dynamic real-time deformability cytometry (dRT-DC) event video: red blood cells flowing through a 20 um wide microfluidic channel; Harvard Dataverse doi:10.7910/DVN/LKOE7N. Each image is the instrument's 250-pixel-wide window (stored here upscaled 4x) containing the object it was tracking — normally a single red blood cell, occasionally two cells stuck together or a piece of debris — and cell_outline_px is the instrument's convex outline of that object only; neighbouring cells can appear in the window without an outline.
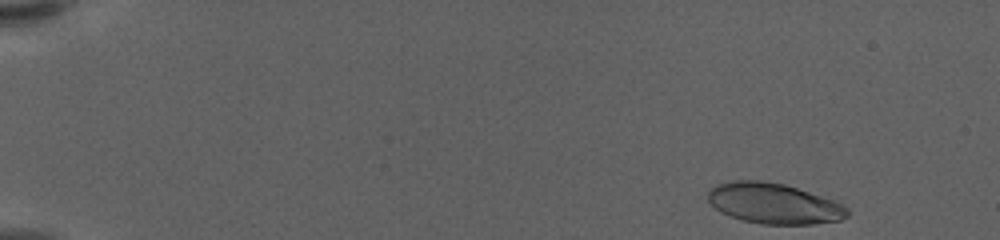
{"species": "human", "species_latin": "Homo sapiens", "temperature_condition": "warm", "stored_images_in_passage": 55, "camera_frame_rate_fps": 3000, "um_per_image_px": 0.085, "donor": {"sex": "female"}, "frame": {"image": 1, "passage_image": 1, "time_ms": 0.0, "image_size_px": [1000, 240], "cell_outline_px": [[848, 216], [840, 220], [812, 224], [760, 224], [744, 220], [720, 212], [708, 200], [708, 192], [716, 184], [732, 180], [760, 180], [784, 184], [832, 200], [848, 208]], "centroid_in_image_um": [65.75, 17.29], "position_along_channel_um": 19.3, "area_um2": 32.6}}
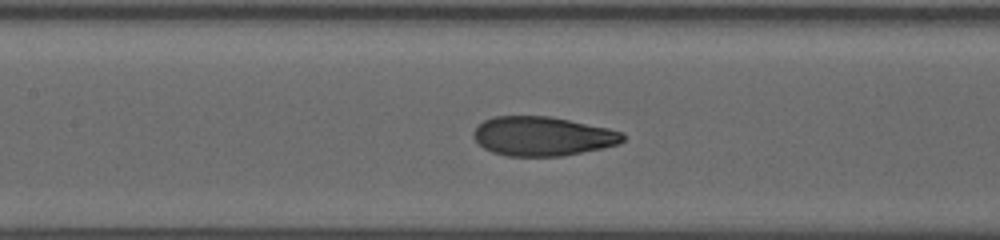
{"frame": {"image": 2, "passage_image": 25, "time_ms": 8.0, "image_size_px": [1000, 240], "cell_outline_px": [[624, 140], [620, 144], [564, 156], [504, 156], [492, 152], [484, 148], [472, 136], [472, 132], [484, 120], [492, 116], [548, 116], [608, 128], [624, 132]], "centroid_in_image_um": [46.11, 11.58], "position_along_channel_um": 161.3, "area_um2": 34.16}}
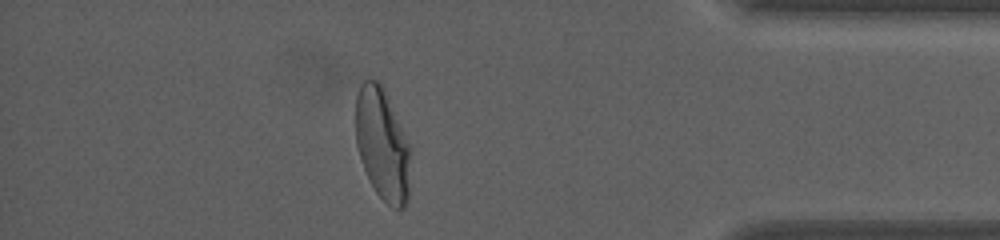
{"frame": {"image": 3, "passage_image": 48, "time_ms": 15.667, "image_size_px": [1000, 240], "cell_outline_px": [[412, 152], [408, 200], [404, 208], [392, 208], [376, 192], [364, 168], [356, 144], [356, 96], [360, 84], [368, 76], [380, 80], [384, 88]], "centroid_in_image_um": [32.52, 12.24], "position_along_channel_um": 402.7, "area_um2": 36.07}, "authors_computed_cell_mechanics": {"area_um2": 34.1598, "velocity_mm_per_s": 3.5236, "shape_relaxation_time_tau1_ms": 5.5824, "shape_relaxation_time_tau2_ms": null, "deformation_change_tau1": 0.2322, "deformation_change_tau2": null}}